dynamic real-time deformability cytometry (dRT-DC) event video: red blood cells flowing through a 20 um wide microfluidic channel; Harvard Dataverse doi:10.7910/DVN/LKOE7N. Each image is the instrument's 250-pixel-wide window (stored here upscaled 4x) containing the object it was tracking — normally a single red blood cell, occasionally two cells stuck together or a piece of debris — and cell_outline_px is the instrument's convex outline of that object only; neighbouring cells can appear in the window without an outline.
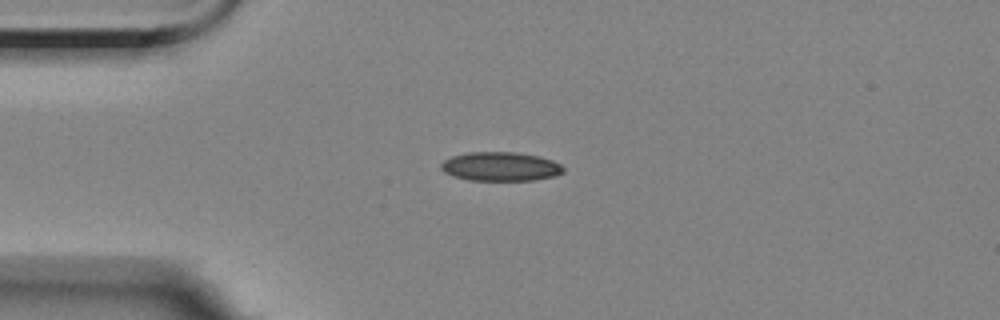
{"species": "Egyptian fruit bat (a non-hibernating species)", "species_latin": "Rousettus aegyptiacus", "temperature_condition": "room temperature", "stored_images_in_passage": 3, "camera_frame_rate_fps": 3000, "um_per_image_px": 0.085, "animal": {"sex": "female"}, "frame": {"image": 1, "passage_image": 1, "time_ms": 0.0, "image_size_px": [1000, 320], "cell_outline_px": [[564, 172], [552, 176], [536, 180], [468, 180], [452, 176], [444, 172], [440, 168], [440, 164], [444, 160], [452, 156], [468, 152], [516, 152], [540, 156], [552, 160], [560, 164], [564, 168]], "centroid_in_image_um": [42.52, 14.15], "position_along_channel_um": 42.5, "area_um2": 20.75}}
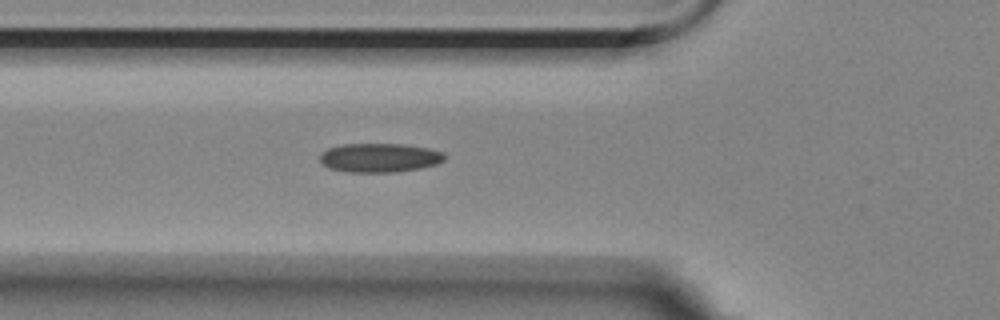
{"frame": {"image": 2, "passage_image": 3, "time_ms": 2.0, "image_size_px": [1000, 320], "cell_outline_px": [[444, 160], [436, 164], [420, 168], [396, 172], [348, 172], [328, 168], [320, 160], [320, 156], [328, 148], [340, 144], [404, 144], [428, 148], [444, 152]], "centroid_in_image_um": [32.26, 13.4], "position_along_channel_um": 93.5, "area_um2": 21.04}}